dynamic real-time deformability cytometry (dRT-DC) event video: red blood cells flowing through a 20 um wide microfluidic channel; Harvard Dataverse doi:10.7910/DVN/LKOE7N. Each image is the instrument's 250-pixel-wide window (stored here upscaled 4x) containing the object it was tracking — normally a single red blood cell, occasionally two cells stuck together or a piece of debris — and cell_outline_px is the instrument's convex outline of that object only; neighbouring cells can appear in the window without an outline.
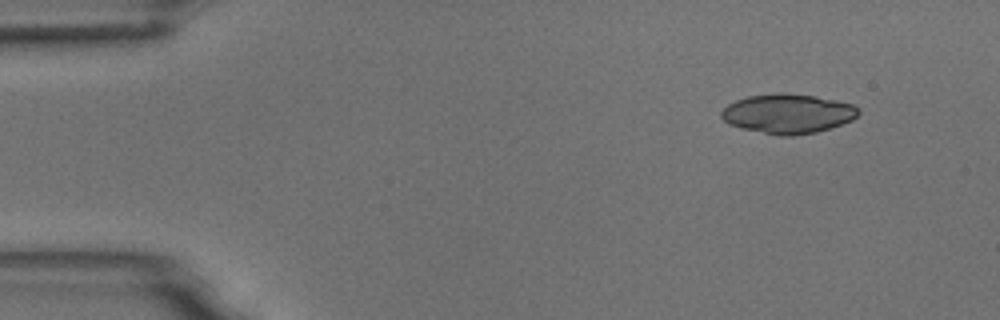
{"species": "common noctule bat (a hibernating species)", "species_latin": "Nyctalus noctula", "temperature_condition": "room temperature", "stored_images_in_passage": 4, "segment_of_instrument_passage": [2, 2], "camera_frame_rate_fps": 3000, "um_per_image_px": 0.085, "animal": {"sex": "male", "body_mass_g": 18.8}, "frame": {"image": 1, "passage_image": 4, "time_ms": 3.667, "image_size_px": [1000, 320], "cell_outline_px": [[860, 112], [852, 120], [816, 132], [792, 136], [780, 136], [744, 128], [728, 124], [720, 116], [720, 112], [728, 104], [736, 100], [748, 96], [776, 92], [784, 92], [816, 96], [836, 100], [852, 104]], "centroid_in_image_um": [66.94, 9.64], "position_along_channel_um": 18.1, "area_um2": 31.44}}